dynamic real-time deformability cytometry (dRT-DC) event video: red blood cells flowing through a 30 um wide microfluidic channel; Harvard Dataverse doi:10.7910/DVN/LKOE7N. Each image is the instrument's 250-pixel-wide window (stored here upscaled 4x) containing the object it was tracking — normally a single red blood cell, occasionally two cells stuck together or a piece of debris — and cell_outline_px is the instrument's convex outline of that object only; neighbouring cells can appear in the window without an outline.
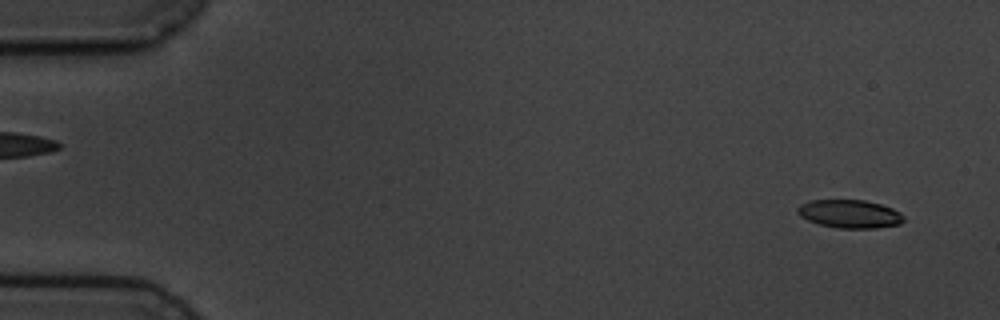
{"species": "common noctule bat (a hibernating species)", "species_latin": "Nyctalus noctula", "temperature_condition": "cold", "stored_images_in_passage": 4, "segment_of_instrument_passage": [2, 2], "camera_frame_rate_fps": 3000, "um_per_image_px": 0.085, "animal": {"sex": "male", "body_mass_g": 19.5, "forearm_length_mm": 54.6}, "frame": {"image": 1, "passage_image": 4, "time_ms": 3.667, "image_size_px": [1000, 320], "cell_outline_px": [[904, 220], [900, 224], [876, 228], [836, 228], [820, 224], [808, 220], [800, 216], [796, 212], [796, 208], [800, 204], [812, 200], [864, 200], [880, 204], [892, 208], [900, 212], [904, 216]], "centroid_in_image_um": [72.22, 18.18], "position_along_channel_um": 12.8, "area_um2": 17.51}}